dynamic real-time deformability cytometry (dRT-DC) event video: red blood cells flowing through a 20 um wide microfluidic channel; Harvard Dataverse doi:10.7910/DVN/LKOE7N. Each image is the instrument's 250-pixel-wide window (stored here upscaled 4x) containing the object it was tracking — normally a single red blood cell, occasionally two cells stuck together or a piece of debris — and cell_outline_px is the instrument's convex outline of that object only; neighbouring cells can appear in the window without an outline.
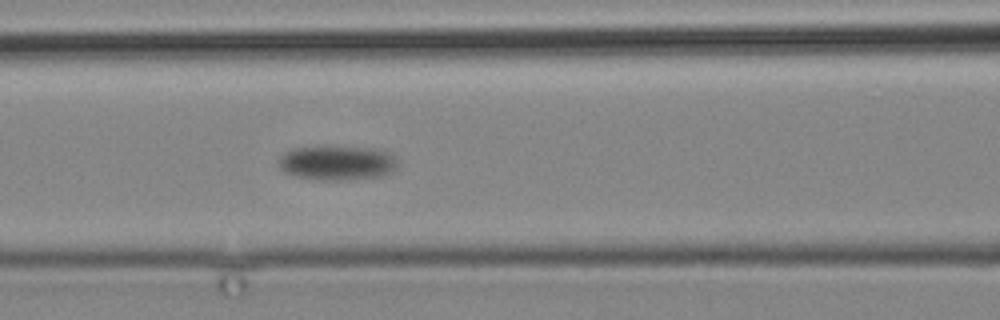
{"species": "common noctule bat (a hibernating species)", "species_latin": "Nyctalus noctula", "temperature_condition": "cold", "stored_images_in_passage": 13, "camera_frame_rate_fps": 3000, "um_per_image_px": 0.085, "animal": {"sex": "male", "body_mass_g": 19.2, "forearm_length_mm": 51.8}, "frame": {"image": 1, "passage_image": 13, "time_ms": 15.333, "image_size_px": [1000, 320], "cell_outline_px": [[396, 168], [392, 172], [384, 176], [344, 180], [312, 180], [296, 176], [284, 172], [280, 168], [280, 156], [284, 152], [292, 148], [380, 148], [392, 152], [396, 160]], "centroid_in_image_um": [28.7, 13.87], "position_along_channel_um": 137.9, "area_um2": 23.87}}